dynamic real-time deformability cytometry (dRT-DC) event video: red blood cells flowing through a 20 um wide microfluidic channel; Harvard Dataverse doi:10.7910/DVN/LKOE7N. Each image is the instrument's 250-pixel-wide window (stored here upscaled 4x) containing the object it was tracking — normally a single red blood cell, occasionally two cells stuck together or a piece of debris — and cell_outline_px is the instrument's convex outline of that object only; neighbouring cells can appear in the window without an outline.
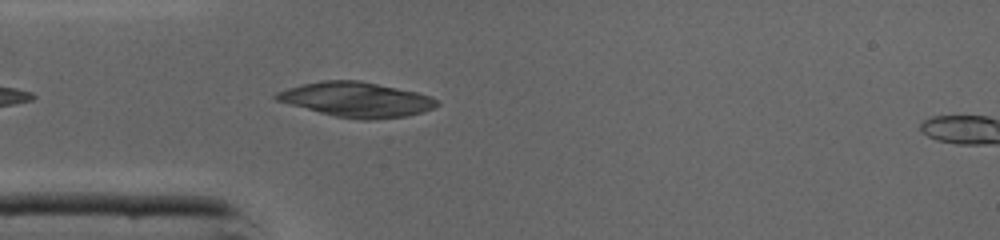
{"species": "common noctule bat (a hibernating species)", "species_latin": "Nyctalus noctula", "temperature_condition": "cold", "stored_images_in_passage": 11, "segment_of_instrument_passage": [1, 2], "camera_frame_rate_fps": 3000, "um_per_image_px": 0.085, "animal": {"sex": "male", "body_mass_g": 19.0, "forearm_length_mm": 50.8}, "frame": {"image": 1, "passage_image": 2, "time_ms": 0.333, "image_size_px": [1000, 240], "cell_outline_px": [[440, 104], [424, 112], [404, 116], [368, 120], [364, 120], [336, 116], [320, 112], [276, 100], [272, 96], [276, 92], [288, 88], [304, 84], [324, 80], [360, 80], [416, 92], [432, 96]], "centroid_in_image_um": [30.32, 8.45], "position_along_channel_um": 54.7, "area_um2": 32.14}}